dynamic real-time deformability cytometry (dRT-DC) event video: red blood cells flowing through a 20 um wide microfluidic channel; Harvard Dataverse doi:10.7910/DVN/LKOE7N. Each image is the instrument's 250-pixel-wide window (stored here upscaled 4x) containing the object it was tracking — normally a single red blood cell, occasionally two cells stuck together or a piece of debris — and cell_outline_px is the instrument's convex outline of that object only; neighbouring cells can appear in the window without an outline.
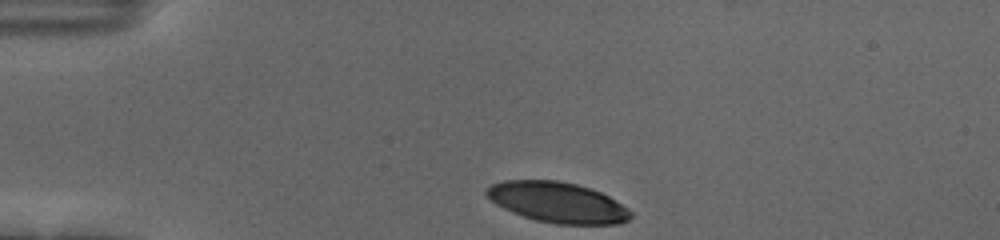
{"species": "human", "species_latin": "Homo sapiens", "temperature_condition": "cold", "stored_images_in_passage": 34, "camera_frame_rate_fps": 3000, "um_per_image_px": 0.085, "donor": {"sex": "female"}, "frame": {"image": 1, "passage_image": 1, "time_ms": 0.0, "image_size_px": [1000, 240], "cell_outline_px": [[632, 216], [628, 220], [620, 224], [556, 224], [536, 220], [512, 212], [496, 204], [484, 192], [484, 188], [492, 184], [504, 180], [556, 180], [576, 184], [600, 192], [608, 196], [632, 212]], "centroid_in_image_um": [47.37, 17.2], "position_along_channel_um": 37.6, "area_um2": 33.81}}
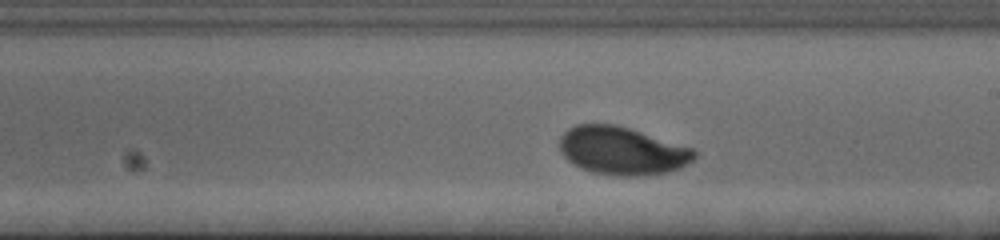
{"frame": {"image": 2, "passage_image": 21, "time_ms": 6.667, "image_size_px": [1000, 240], "cell_outline_px": [[696, 156], [688, 164], [680, 168], [668, 172], [640, 176], [616, 176], [592, 172], [580, 168], [572, 164], [560, 152], [560, 136], [568, 128], [576, 124], [616, 124], [692, 148], [696, 152]], "centroid_in_image_um": [52.85, 12.82], "position_along_channel_um": 236.2, "area_um2": 37.74}}
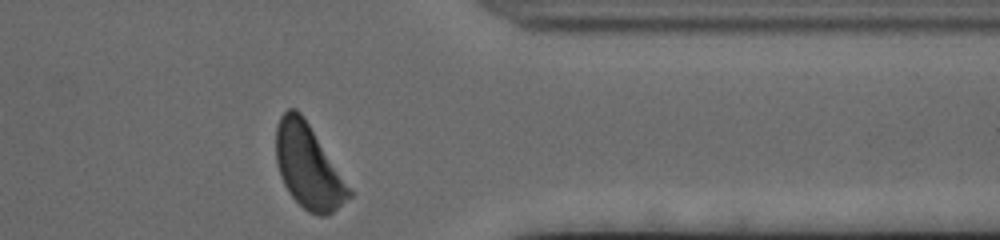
{"frame": {"image": 3, "passage_image": 34, "time_ms": 11.0, "image_size_px": [1000, 240], "cell_outline_px": [[352, 196], [332, 212], [324, 216], [320, 216], [308, 212], [288, 192], [280, 176], [276, 160], [276, 124], [280, 116], [288, 108], [296, 108], [300, 112], [308, 124], [352, 192]], "centroid_in_image_um": [26.16, 14.16], "position_along_channel_um": 385.2, "area_um2": 34.91}, "authors_computed_cell_mechanics": {"area_um2": 36.8186, "velocity_mm_per_s": 3.6492, "shape_relaxation_time_tau1_ms": 4.159, "shape_relaxation_time_tau2_ms": 1.665, "deformation_change_tau1": 0.1832, "deformation_change_tau2": 0.0647}}